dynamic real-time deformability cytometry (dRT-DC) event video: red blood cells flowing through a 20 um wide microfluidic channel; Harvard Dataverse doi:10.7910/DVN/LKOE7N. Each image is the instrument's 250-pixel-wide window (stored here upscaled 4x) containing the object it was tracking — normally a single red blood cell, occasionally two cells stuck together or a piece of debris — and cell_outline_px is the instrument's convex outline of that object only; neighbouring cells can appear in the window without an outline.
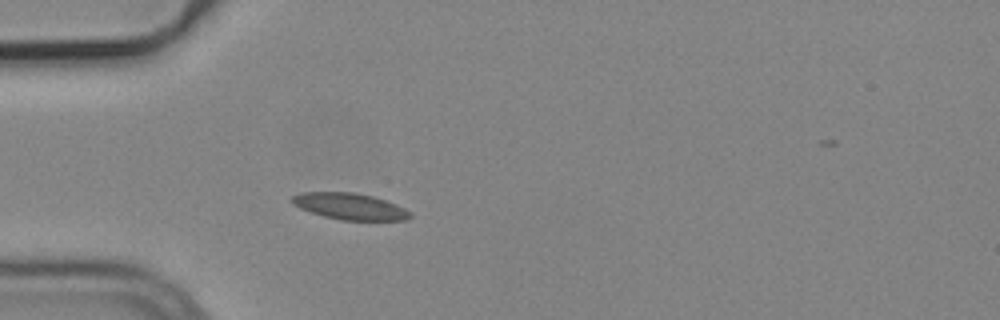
{"species": "common noctule bat (a hibernating species)", "species_latin": "Nyctalus noctula", "temperature_condition": "cold", "stored_images_in_passage": 4, "camera_frame_rate_fps": 3000, "um_per_image_px": 0.085, "animal": {"sex": "male", "body_mass_g": 19.2, "forearm_length_mm": 51.8}, "frame": {"image": 1, "passage_image": 4, "time_ms": 1.0, "image_size_px": [1000, 320], "cell_outline_px": [[412, 216], [408, 220], [340, 220], [324, 216], [300, 208], [292, 204], [292, 196], [300, 192], [356, 192], [372, 196], [396, 204], [412, 212]], "centroid_in_image_um": [29.75, 17.54], "position_along_channel_um": 55.2, "area_um2": 18.21}}